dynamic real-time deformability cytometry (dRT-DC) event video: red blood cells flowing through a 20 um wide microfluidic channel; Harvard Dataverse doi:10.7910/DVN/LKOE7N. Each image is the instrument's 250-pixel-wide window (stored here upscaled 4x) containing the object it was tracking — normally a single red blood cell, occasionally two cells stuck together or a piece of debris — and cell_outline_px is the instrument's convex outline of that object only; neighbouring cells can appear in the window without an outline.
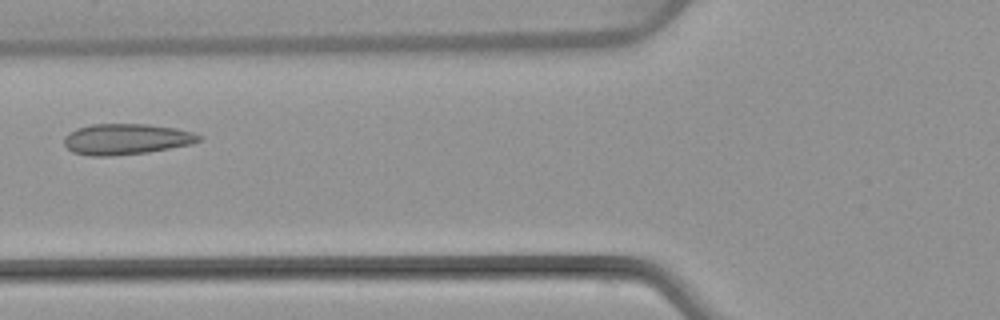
{"species": "common noctule bat (a hibernating species)", "species_latin": "Nyctalus noctula", "temperature_condition": "warm", "stored_images_in_passage": 4, "camera_frame_rate_fps": 3000, "um_per_image_px": 0.085, "animal": {"sex": "female", "body_mass_g": 22.7, "forearm_length_mm": 54.2}, "frame": {"image": 1, "passage_image": 4, "time_ms": 3.667, "image_size_px": [1000, 320], "cell_outline_px": [[200, 140], [192, 144], [148, 152], [112, 156], [88, 156], [72, 152], [64, 144], [64, 136], [76, 128], [92, 124], [148, 124], [176, 128], [192, 132], [200, 136]], "centroid_in_image_um": [10.7, 11.83], "position_along_channel_um": 115.1, "area_um2": 24.28}}